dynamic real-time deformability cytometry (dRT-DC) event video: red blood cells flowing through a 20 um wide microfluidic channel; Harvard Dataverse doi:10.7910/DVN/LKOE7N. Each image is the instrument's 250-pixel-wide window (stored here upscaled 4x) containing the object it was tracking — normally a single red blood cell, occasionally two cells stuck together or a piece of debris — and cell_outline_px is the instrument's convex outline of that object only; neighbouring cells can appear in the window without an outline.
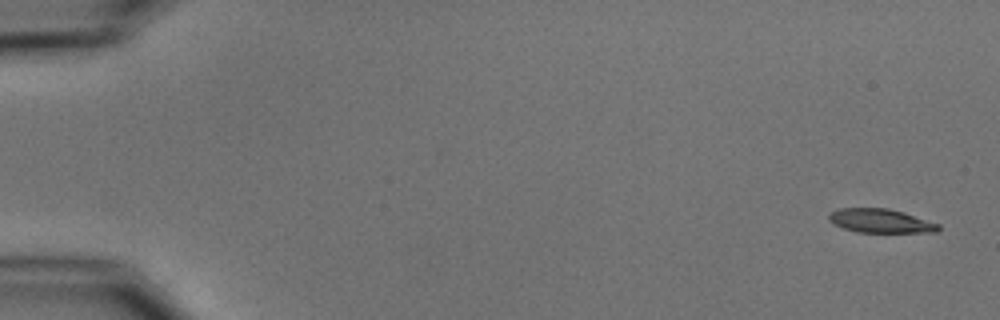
{"species": "common noctule bat (a hibernating species)", "species_latin": "Nyctalus noctula", "temperature_condition": "cold", "stored_images_in_passage": 5, "camera_frame_rate_fps": 3000, "um_per_image_px": 0.085, "animal": {"sex": "male", "body_mass_g": 15.6}, "frame": {"image": 1, "passage_image": 1, "time_ms": 0.0, "image_size_px": [1000, 320], "cell_outline_px": [[940, 228], [936, 232], [856, 232], [844, 228], [828, 220], [828, 216], [832, 212], [840, 208], [888, 208], [904, 212], [940, 224]], "centroid_in_image_um": [74.87, 18.77], "position_along_channel_um": 10.1, "area_um2": 15.14}}
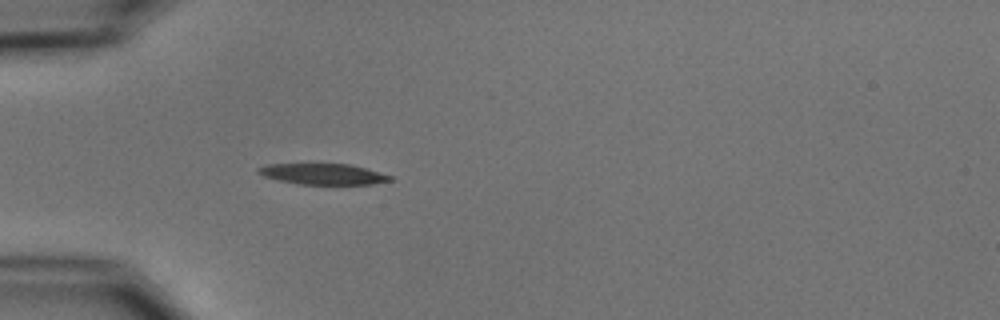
{"frame": {"image": 2, "passage_image": 5, "time_ms": 5.0, "image_size_px": [1000, 320], "cell_outline_px": [[392, 180], [372, 184], [300, 184], [280, 180], [264, 176], [256, 172], [256, 168], [264, 164], [352, 164], [392, 176]], "centroid_in_image_um": [27.43, 14.78], "position_along_channel_um": 57.6, "area_um2": 15.95}}